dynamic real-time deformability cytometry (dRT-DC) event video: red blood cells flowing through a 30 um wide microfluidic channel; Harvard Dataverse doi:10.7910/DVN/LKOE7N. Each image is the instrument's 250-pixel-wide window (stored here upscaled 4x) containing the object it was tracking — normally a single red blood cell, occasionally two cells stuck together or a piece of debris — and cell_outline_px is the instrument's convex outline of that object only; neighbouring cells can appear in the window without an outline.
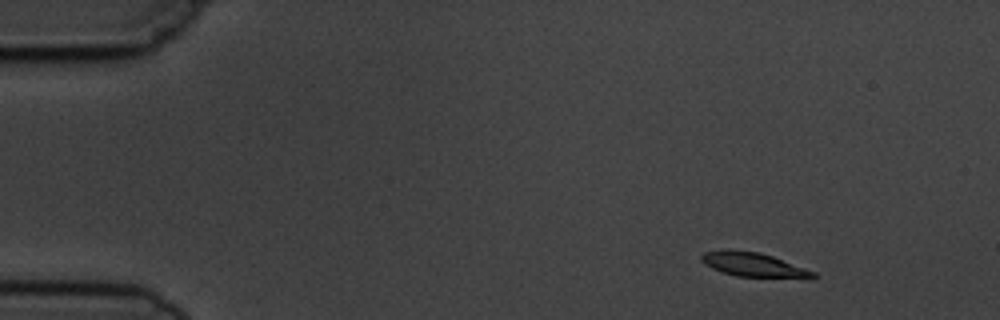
{"species": "common noctule bat (a hibernating species)", "species_latin": "Nyctalus noctula", "temperature_condition": "cold", "stored_images_in_passage": 4, "camera_frame_rate_fps": 3000, "um_per_image_px": 0.085, "animal": {"sex": "male", "body_mass_g": 19.5, "forearm_length_mm": 54.6}, "frame": {"image": 1, "passage_image": 1, "time_ms": 0.0, "image_size_px": [1000, 320], "cell_outline_px": [[816, 276], [812, 280], [736, 276], [712, 268], [704, 264], [700, 260], [700, 256], [704, 252], [728, 248], [760, 252], [772, 256], [816, 272]], "centroid_in_image_um": [64.1, 22.51], "position_along_channel_um": 20.9, "area_um2": 16.36}}
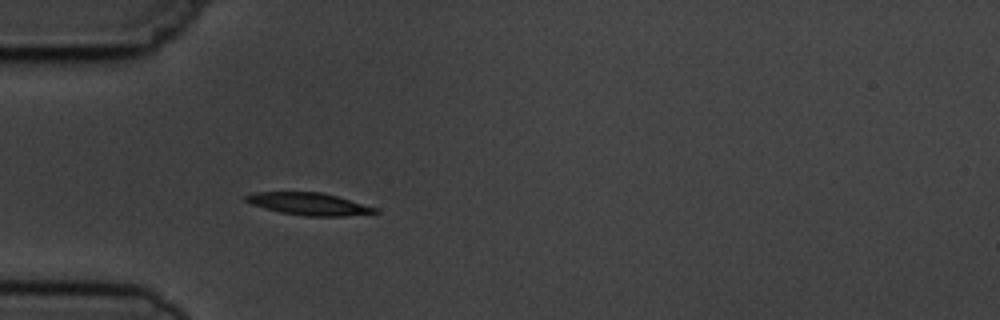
{"frame": {"image": 2, "passage_image": 4, "time_ms": 3.333, "image_size_px": [1000, 320], "cell_outline_px": [[380, 212], [344, 216], [304, 216], [280, 212], [264, 208], [252, 204], [244, 200], [244, 196], [256, 192], [320, 192], [336, 196], [376, 208]], "centroid_in_image_um": [26.21, 17.33], "position_along_channel_um": 58.8, "area_um2": 16.53}}